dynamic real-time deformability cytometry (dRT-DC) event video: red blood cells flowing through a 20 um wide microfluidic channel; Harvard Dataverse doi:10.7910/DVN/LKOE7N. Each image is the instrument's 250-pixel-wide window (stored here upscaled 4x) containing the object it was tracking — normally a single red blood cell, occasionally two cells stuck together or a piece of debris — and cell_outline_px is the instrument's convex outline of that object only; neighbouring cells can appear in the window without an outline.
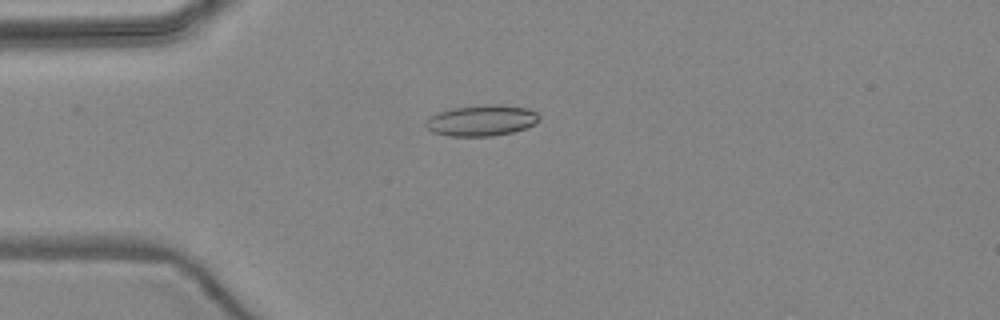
{"species": "common noctule bat (a hibernating species)", "species_latin": "Nyctalus noctula", "temperature_condition": "warm", "stored_images_in_passage": 2, "camera_frame_rate_fps": 3000, "um_per_image_px": 0.085, "animal": {"sex": "female", "body_mass_g": 24.6, "forearm_length_mm": 56.2}, "frame": {"image": 1, "passage_image": 1, "time_ms": 0.0, "image_size_px": [1000, 320], "cell_outline_px": [[540, 120], [536, 124], [512, 132], [492, 136], [448, 136], [432, 132], [424, 124], [432, 116], [440, 112], [452, 108], [488, 104], [496, 104], [528, 108], [536, 112], [540, 116]], "centroid_in_image_um": [40.97, 10.24], "position_along_channel_um": 44.0, "area_um2": 20.4}}